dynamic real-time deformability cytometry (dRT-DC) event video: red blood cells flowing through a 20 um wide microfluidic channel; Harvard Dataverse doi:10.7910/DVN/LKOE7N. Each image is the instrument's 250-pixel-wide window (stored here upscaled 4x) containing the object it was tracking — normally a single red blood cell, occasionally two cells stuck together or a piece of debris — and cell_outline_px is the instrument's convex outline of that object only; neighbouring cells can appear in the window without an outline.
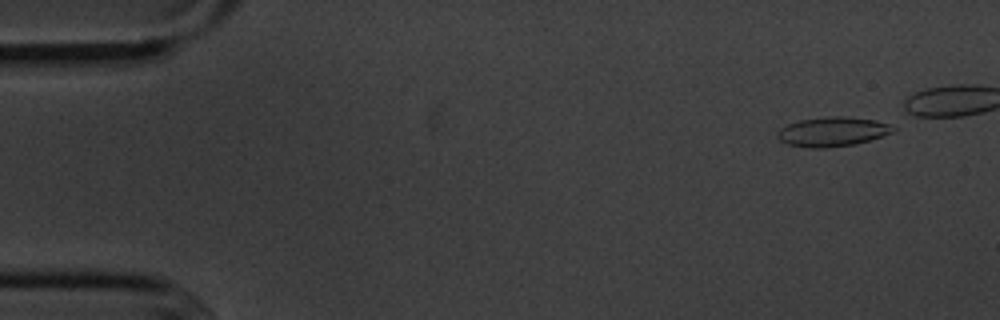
{"species": "common noctule bat (a hibernating species)", "species_latin": "Nyctalus noctula", "temperature_condition": "cold", "stored_images_in_passage": 11, "camera_frame_rate_fps": 3000, "um_per_image_px": 0.085, "animal": {"sex": "male", "body_mass_g": 20.1, "forearm_length_mm": 53.5}, "frame": {"image": 1, "passage_image": 1, "time_ms": 0.0, "image_size_px": [1000, 320], "cell_outline_px": [[896, 128], [892, 132], [868, 140], [852, 144], [824, 148], [812, 148], [788, 144], [780, 140], [780, 128], [788, 124], [800, 120], [824, 116], [840, 116], [876, 120], [888, 124]], "centroid_in_image_um": [70.76, 11.18], "position_along_channel_um": 14.2, "area_um2": 19.36}}